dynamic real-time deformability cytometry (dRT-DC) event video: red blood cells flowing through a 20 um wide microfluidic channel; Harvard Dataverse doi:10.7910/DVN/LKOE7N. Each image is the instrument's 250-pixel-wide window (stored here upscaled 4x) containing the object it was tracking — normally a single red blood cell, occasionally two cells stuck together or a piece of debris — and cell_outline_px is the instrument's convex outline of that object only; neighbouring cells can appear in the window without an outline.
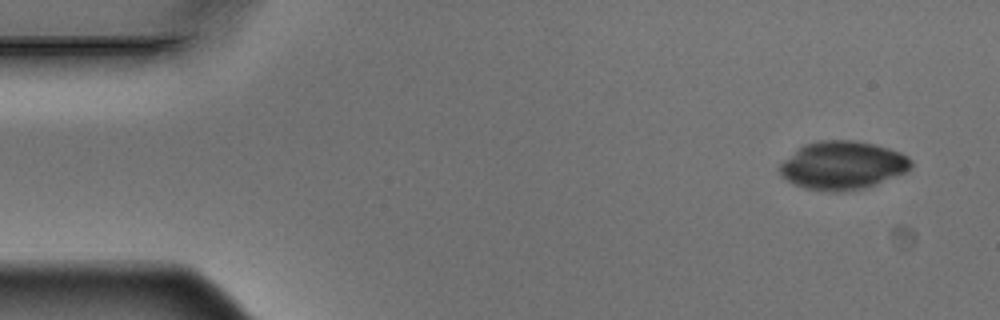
{"species": "Egyptian fruit bat (a non-hibernating species)", "species_latin": "Rousettus aegyptiacus", "temperature_condition": "warm", "stored_images_in_passage": 4, "camera_frame_rate_fps": 3000, "um_per_image_px": 0.085, "animal": {"sex": "male"}, "frame": {"image": 1, "passage_image": 1, "time_ms": 0.0, "image_size_px": [1000, 320], "cell_outline_px": [[912, 164], [908, 172], [860, 188], [836, 192], [832, 192], [804, 188], [788, 180], [780, 172], [780, 164], [784, 160], [804, 144], [820, 140], [852, 140], [872, 144], [888, 148], [900, 152], [908, 156], [912, 160]], "centroid_in_image_um": [71.64, 14.04], "position_along_channel_um": 13.4, "area_um2": 36.36}}